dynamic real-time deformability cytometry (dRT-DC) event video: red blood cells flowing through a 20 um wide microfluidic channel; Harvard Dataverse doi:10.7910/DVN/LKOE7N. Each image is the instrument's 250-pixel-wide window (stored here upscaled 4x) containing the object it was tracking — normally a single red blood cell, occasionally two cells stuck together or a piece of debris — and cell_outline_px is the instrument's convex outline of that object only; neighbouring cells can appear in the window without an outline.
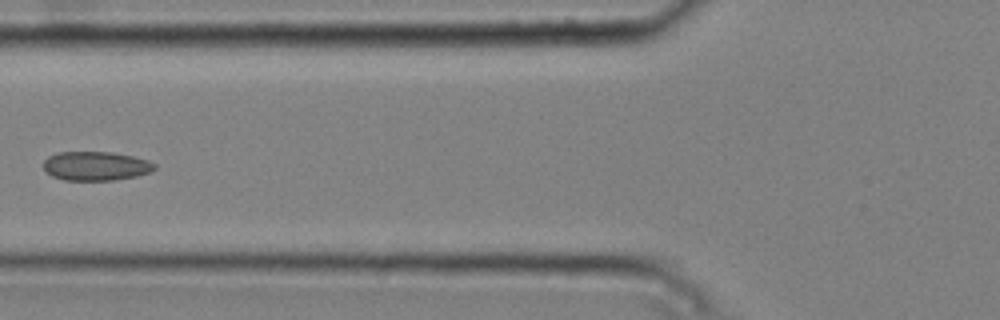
{"species": "common noctule bat (a hibernating species)", "species_latin": "Nyctalus noctula", "temperature_condition": "cold", "stored_images_in_passage": 6, "camera_frame_rate_fps": 3000, "um_per_image_px": 0.085, "animal": {"sex": "male", "body_mass_g": 20.4}, "frame": {"image": 1, "passage_image": 6, "time_ms": 1.667, "image_size_px": [1000, 320], "cell_outline_px": [[156, 168], [152, 172], [136, 176], [116, 180], [64, 180], [52, 176], [44, 168], [44, 160], [48, 156], [56, 152], [112, 152], [132, 156], [148, 160], [156, 164]], "centroid_in_image_um": [8.17, 14.11], "position_along_channel_um": 117.6, "area_um2": 18.9}}